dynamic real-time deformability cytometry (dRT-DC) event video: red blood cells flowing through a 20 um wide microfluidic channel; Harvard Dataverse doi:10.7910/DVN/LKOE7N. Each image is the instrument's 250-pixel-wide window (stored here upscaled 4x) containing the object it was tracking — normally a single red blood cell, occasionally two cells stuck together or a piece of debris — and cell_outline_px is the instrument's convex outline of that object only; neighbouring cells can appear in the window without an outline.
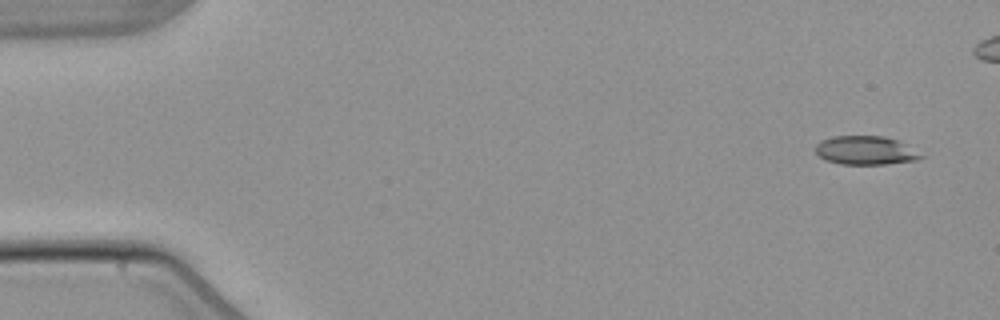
{"species": "common noctule bat (a hibernating species)", "species_latin": "Nyctalus noctula", "temperature_condition": "warm", "stored_images_in_passage": 8, "camera_frame_rate_fps": 3000, "um_per_image_px": 0.085, "animal": {"sex": "male", "body_mass_g": 21.5, "forearm_length_mm": 52.0}, "frame": {"image": 1, "passage_image": 1, "time_ms": 0.0, "image_size_px": [1000, 320], "cell_outline_px": [[924, 156], [916, 160], [884, 164], [840, 164], [828, 160], [820, 156], [816, 152], [816, 144], [820, 140], [832, 136], [884, 136], [896, 140], [904, 144]], "centroid_in_image_um": [73.53, 12.78], "position_along_channel_um": 11.5, "area_um2": 17.34}}
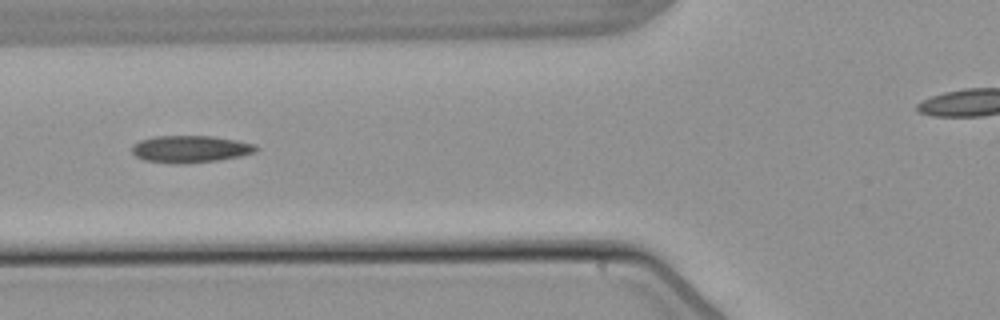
{"frame": {"image": 2, "passage_image": 5, "time_ms": 6.0, "image_size_px": [1000, 320], "cell_outline_px": [[260, 148], [256, 152], [240, 156], [220, 160], [184, 164], [172, 164], [144, 160], [136, 156], [132, 152], [132, 144], [140, 140], [152, 136], [212, 136], [236, 140], [256, 144]], "centroid_in_image_um": [16.18, 12.67], "position_along_channel_um": 109.6, "area_um2": 19.88}}
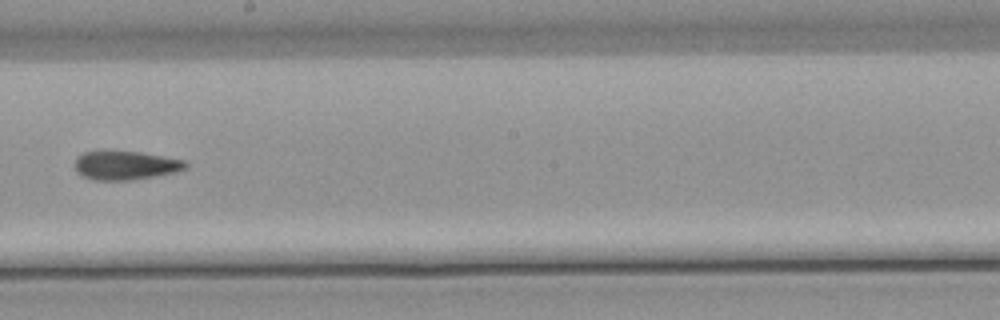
{"frame": {"image": 3, "passage_image": 8, "time_ms": 9.333, "image_size_px": [1000, 320], "cell_outline_px": [[188, 168], [176, 172], [156, 176], [132, 180], [92, 180], [80, 176], [76, 172], [72, 164], [76, 156], [84, 152], [100, 148], [104, 148], [140, 152], [184, 160], [188, 164]], "centroid_in_image_um": [10.56, 14.02], "position_along_channel_um": 237.6, "area_um2": 19.65}}